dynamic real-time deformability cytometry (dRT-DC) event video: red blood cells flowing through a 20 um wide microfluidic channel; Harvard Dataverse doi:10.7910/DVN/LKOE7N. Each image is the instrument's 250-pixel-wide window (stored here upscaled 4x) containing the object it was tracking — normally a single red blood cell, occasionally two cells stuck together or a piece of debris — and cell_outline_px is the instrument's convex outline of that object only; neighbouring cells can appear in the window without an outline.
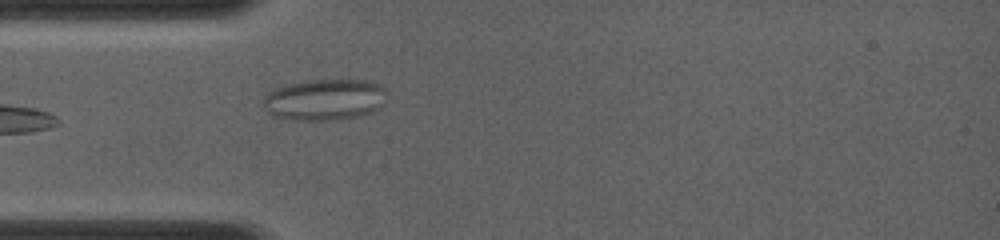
{"species": "common noctule bat (a hibernating species)", "species_latin": "Nyctalus noctula", "temperature_condition": "room temperature", "stored_images_in_passage": 2, "camera_frame_rate_fps": 4000, "um_per_image_px": 0.085, "animal": {"sex": "female", "body_mass_g": 19.0, "forearm_length_mm": 56.7}, "frame": {"image": 1, "passage_image": 2, "time_ms": 1.0, "image_size_px": [1000, 240], "cell_outline_px": [[388, 88], [384, 104], [372, 112], [360, 116], [336, 120], [300, 120], [272, 116], [260, 104], [264, 96], [268, 92], [276, 88], [288, 84], [308, 80], [372, 80], [384, 84]], "centroid_in_image_um": [27.64, 8.46], "position_along_channel_um": 57.4, "area_um2": 30.4}}